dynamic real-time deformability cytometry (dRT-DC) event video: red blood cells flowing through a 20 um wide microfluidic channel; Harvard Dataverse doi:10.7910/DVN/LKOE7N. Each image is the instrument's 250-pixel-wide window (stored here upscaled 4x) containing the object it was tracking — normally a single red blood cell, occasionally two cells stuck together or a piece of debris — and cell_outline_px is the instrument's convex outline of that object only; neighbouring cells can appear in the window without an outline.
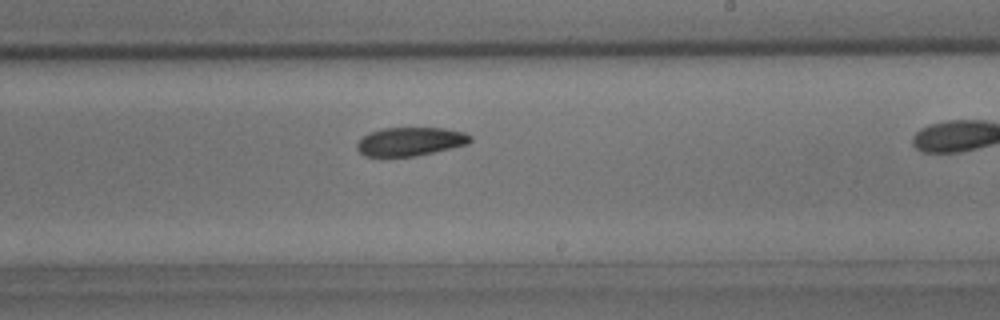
{"species": "common noctule bat (a hibernating species)", "species_latin": "Nyctalus noctula", "temperature_condition": "room temperature", "stored_images_in_passage": 31, "camera_frame_rate_fps": 3000, "um_per_image_px": 0.085, "animal": {"sex": "male", "body_mass_g": 15.6}, "frame": {"image": 1, "passage_image": 22, "time_ms": 7.0, "image_size_px": [1000, 320], "cell_outline_px": [[472, 140], [468, 144], [416, 156], [364, 156], [356, 148], [356, 144], [368, 132], [380, 128], [444, 128], [464, 132], [472, 136]], "centroid_in_image_um": [34.87, 12.02], "position_along_channel_um": 254.1, "area_um2": 18.9}}